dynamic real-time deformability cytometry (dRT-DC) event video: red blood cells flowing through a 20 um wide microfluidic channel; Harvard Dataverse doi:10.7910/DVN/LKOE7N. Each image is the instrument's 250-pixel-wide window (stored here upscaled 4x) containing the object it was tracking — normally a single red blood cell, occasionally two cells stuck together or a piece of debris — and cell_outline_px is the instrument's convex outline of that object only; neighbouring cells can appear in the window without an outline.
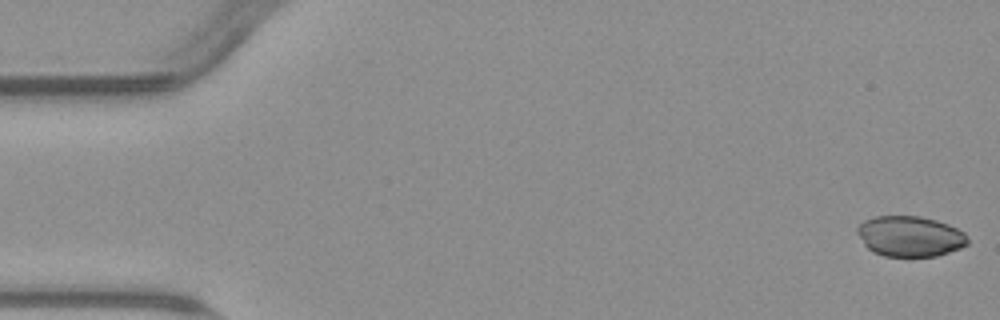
{"species": "common noctule bat (a hibernating species)", "species_latin": "Nyctalus noctula", "temperature_condition": "warm", "stored_images_in_passage": 54, "camera_frame_rate_fps": 3000, "um_per_image_px": 0.085, "animal": {"sex": "male", "body_mass_g": 23.1, "forearm_length_mm": 52.7}, "frame": {"image": 1, "passage_image": 1, "time_ms": 0.0, "image_size_px": [1000, 320], "cell_outline_px": [[968, 244], [960, 248], [936, 256], [884, 256], [872, 252], [864, 244], [856, 232], [856, 228], [864, 220], [876, 216], [920, 216], [936, 220], [948, 224], [964, 232], [968, 240]], "centroid_in_image_um": [77.33, 20.08], "position_along_channel_um": 7.7, "area_um2": 26.07}}
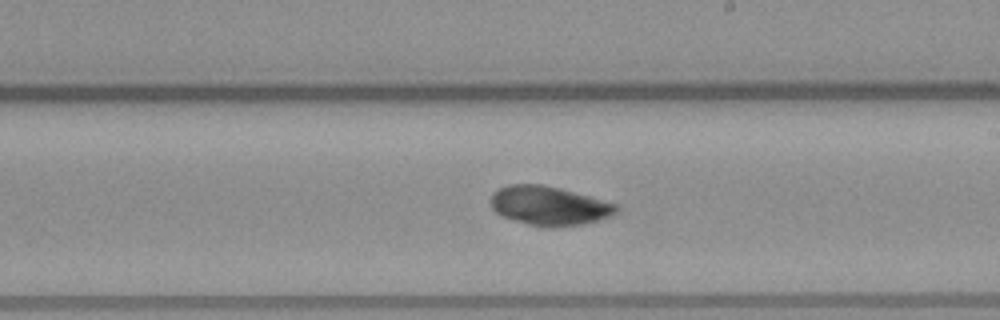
{"frame": {"image": 2, "passage_image": 31, "time_ms": 10.0, "image_size_px": [1000, 320], "cell_outline_px": [[620, 208], [612, 216], [584, 224], [544, 228], [528, 224], [504, 216], [496, 212], [492, 208], [492, 192], [500, 188], [512, 184], [540, 184], [560, 188], [616, 204]], "centroid_in_image_um": [46.69, 17.49], "position_along_channel_um": 242.3, "area_um2": 28.32}}
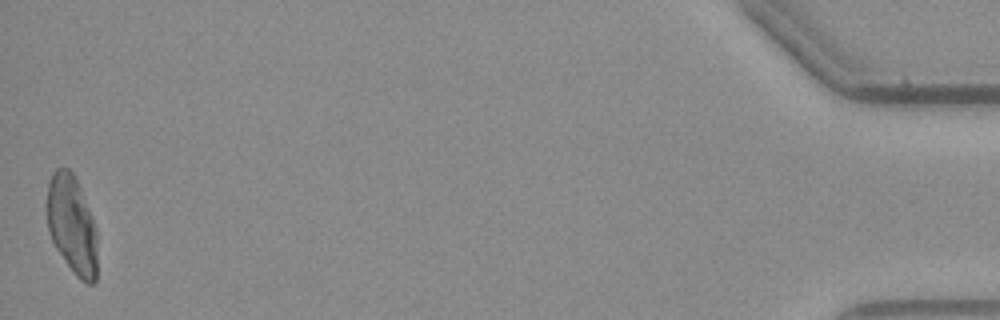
{"frame": {"image": 3, "passage_image": 54, "time_ms": 17.667, "image_size_px": [1000, 320], "cell_outline_px": [[96, 280], [92, 284], [88, 284], [80, 280], [76, 276], [56, 248], [52, 240], [48, 228], [48, 184], [52, 172], [56, 168], [68, 168], [72, 172], [80, 188], [92, 216], [96, 232]], "centroid_in_image_um": [6.12, 19.11], "position_along_channel_um": 429.1, "area_um2": 28.44}}